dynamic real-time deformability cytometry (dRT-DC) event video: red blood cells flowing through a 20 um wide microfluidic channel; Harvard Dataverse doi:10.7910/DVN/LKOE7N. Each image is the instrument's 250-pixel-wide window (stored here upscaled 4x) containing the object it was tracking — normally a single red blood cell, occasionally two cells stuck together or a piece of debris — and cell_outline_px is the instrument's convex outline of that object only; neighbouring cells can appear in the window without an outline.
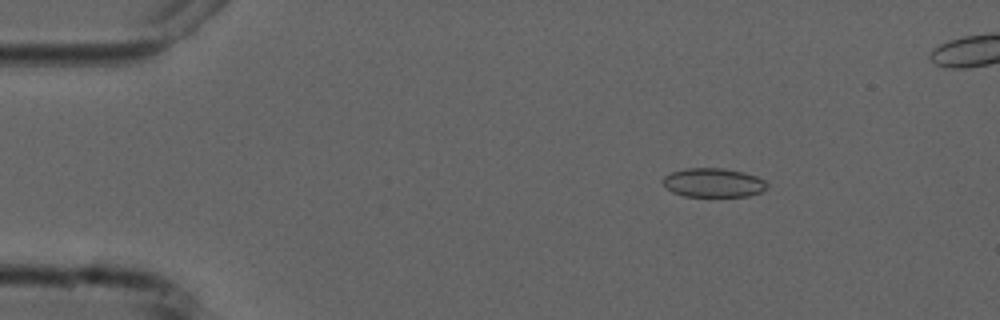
{"species": "common noctule bat (a hibernating species)", "species_latin": "Nyctalus noctula", "temperature_condition": "cold", "stored_images_in_passage": 5, "camera_frame_rate_fps": 3000, "um_per_image_px": 0.085, "animal": {"sex": "male", "forearm_length_mm": 52.5}, "frame": {"image": 1, "passage_image": 2, "time_ms": 1.333, "image_size_px": [1000, 320], "cell_outline_px": [[768, 184], [760, 192], [748, 196], [684, 196], [672, 192], [664, 184], [664, 176], [672, 172], [688, 168], [724, 168], [744, 172], [756, 176], [764, 180]], "centroid_in_image_um": [60.64, 15.52], "position_along_channel_um": 24.4, "area_um2": 17.4}}